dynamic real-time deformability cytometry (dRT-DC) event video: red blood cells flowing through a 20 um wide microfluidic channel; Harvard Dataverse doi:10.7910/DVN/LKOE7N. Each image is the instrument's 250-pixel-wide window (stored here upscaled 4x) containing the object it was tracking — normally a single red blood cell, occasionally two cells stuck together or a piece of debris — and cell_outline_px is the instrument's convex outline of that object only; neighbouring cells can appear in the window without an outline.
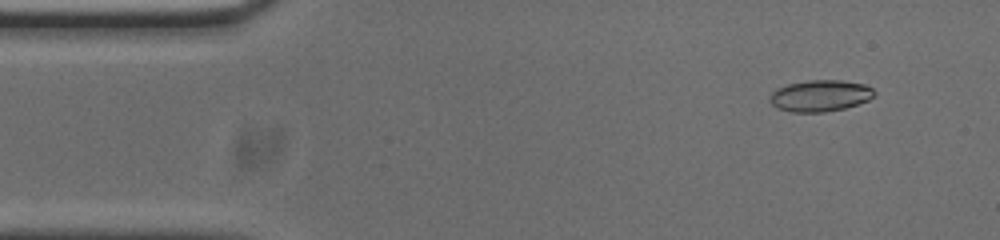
{"species": "common noctule bat (a hibernating species)", "species_latin": "Nyctalus noctula", "temperature_condition": "cold", "stored_images_in_passage": 52, "camera_frame_rate_fps": 3000, "um_per_image_px": 0.085, "animal": {"sex": "male", "body_mass_g": 20.0, "forearm_length_mm": 53.3}, "frame": {"image": 1, "passage_image": 4, "time_ms": 1.0, "image_size_px": [1000, 240], "cell_outline_px": [[876, 96], [868, 100], [844, 108], [824, 112], [792, 112], [776, 108], [768, 100], [768, 96], [772, 92], [788, 84], [808, 80], [840, 80], [864, 84], [872, 88], [876, 92]], "centroid_in_image_um": [69.71, 8.14], "position_along_channel_um": 15.3, "area_um2": 19.19}}
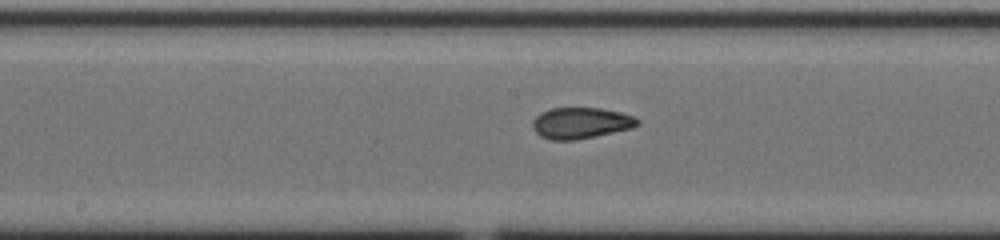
{"frame": {"image": 2, "passage_image": 25, "time_ms": 8.0, "image_size_px": [1000, 240], "cell_outline_px": [[640, 124], [632, 128], [596, 136], [572, 140], [552, 140], [540, 136], [532, 128], [532, 120], [540, 112], [548, 108], [600, 108], [620, 112], [636, 116], [640, 120]], "centroid_in_image_um": [49.37, 10.45], "position_along_channel_um": 198.8, "area_um2": 19.25}}
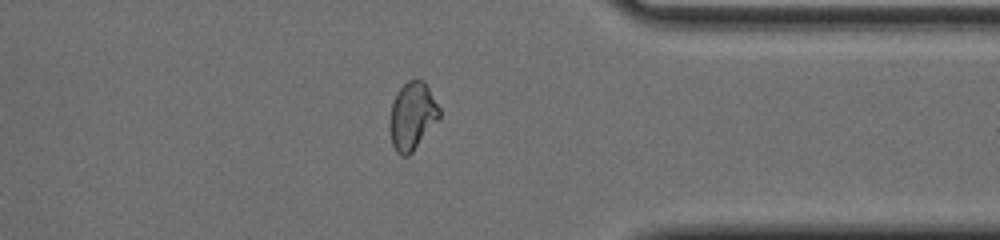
{"frame": {"image": 3, "passage_image": 40, "time_ms": 13.0, "image_size_px": [1000, 240], "cell_outline_px": [[440, 116], [412, 152], [408, 156], [400, 156], [396, 152], [392, 144], [388, 128], [388, 120], [392, 104], [396, 92], [408, 80], [424, 80], [440, 108]], "centroid_in_image_um": [35.0, 9.86], "position_along_channel_um": 376.4, "area_um2": 19.59}, "authors_computed_cell_mechanics": {"area_um2": 19.2474, "velocity_mm_per_s": 3.7949, "shape_relaxation_time_tau1_ms": 8.9954, "shape_relaxation_time_tau2_ms": 1.1805, "deformation_change_tau1": 0.1921, "deformation_change_tau2": 0.0568}}